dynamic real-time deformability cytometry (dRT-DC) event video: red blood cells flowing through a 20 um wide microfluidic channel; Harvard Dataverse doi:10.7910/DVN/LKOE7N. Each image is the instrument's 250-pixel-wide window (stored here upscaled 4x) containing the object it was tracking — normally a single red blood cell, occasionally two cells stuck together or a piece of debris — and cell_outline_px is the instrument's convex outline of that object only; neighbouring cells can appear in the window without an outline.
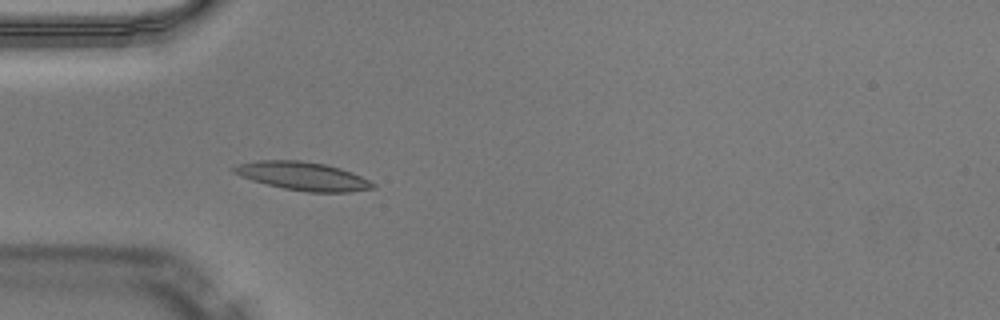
{"species": "Egyptian fruit bat (a non-hibernating species)", "species_latin": "Rousettus aegyptiacus", "temperature_condition": "warm", "stored_images_in_passage": 50, "camera_frame_rate_fps": 3000, "um_per_image_px": 0.085, "animal": {"sex": "male"}, "frame": {"image": 1, "passage_image": 15, "time_ms": 4.667, "image_size_px": [1000, 320], "cell_outline_px": [[376, 188], [348, 192], [308, 192], [284, 188], [252, 180], [240, 176], [232, 172], [228, 168], [240, 164], [256, 160], [300, 160], [324, 164], [340, 168], [360, 176], [376, 184]], "centroid_in_image_um": [25.71, 14.96], "position_along_channel_um": 59.3, "area_um2": 22.89}, "authors_computed_cell_mechanics": {"area_um2": 20.9525, "velocity_mm_per_s": 3.9828, "shape_relaxation_time_tau1_ms": 6.8623, "shape_relaxation_time_tau2_ms": 3.3801, "deformation_change_tau1": 0.1658, "deformation_change_tau2": 0.0889}}